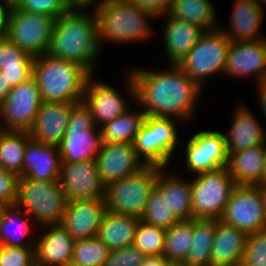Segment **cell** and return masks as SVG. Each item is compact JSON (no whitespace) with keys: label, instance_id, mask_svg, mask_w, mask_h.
Returning a JSON list of instances; mask_svg holds the SVG:
<instances>
[{"label":"cell","instance_id":"6da1fadb","mask_svg":"<svg viewBox=\"0 0 266 266\" xmlns=\"http://www.w3.org/2000/svg\"><path fill=\"white\" fill-rule=\"evenodd\" d=\"M164 70L133 67L127 70L129 99L147 116L193 120L203 89L175 64ZM198 103V104H197Z\"/></svg>","mask_w":266,"mask_h":266},{"label":"cell","instance_id":"7a4b0ae2","mask_svg":"<svg viewBox=\"0 0 266 266\" xmlns=\"http://www.w3.org/2000/svg\"><path fill=\"white\" fill-rule=\"evenodd\" d=\"M86 11L71 9L55 19L47 54L77 63L93 75L102 49L95 11Z\"/></svg>","mask_w":266,"mask_h":266},{"label":"cell","instance_id":"3957f363","mask_svg":"<svg viewBox=\"0 0 266 266\" xmlns=\"http://www.w3.org/2000/svg\"><path fill=\"white\" fill-rule=\"evenodd\" d=\"M90 76L81 65L47 53L34 59L33 77L43 102H81Z\"/></svg>","mask_w":266,"mask_h":266},{"label":"cell","instance_id":"277c9868","mask_svg":"<svg viewBox=\"0 0 266 266\" xmlns=\"http://www.w3.org/2000/svg\"><path fill=\"white\" fill-rule=\"evenodd\" d=\"M94 11L100 48L103 41L131 44L149 39L154 31L148 21L158 19L152 12L125 0H106Z\"/></svg>","mask_w":266,"mask_h":266},{"label":"cell","instance_id":"5b68a950","mask_svg":"<svg viewBox=\"0 0 266 266\" xmlns=\"http://www.w3.org/2000/svg\"><path fill=\"white\" fill-rule=\"evenodd\" d=\"M16 205L39 227L58 225L67 208L59 181L47 182L19 177Z\"/></svg>","mask_w":266,"mask_h":266},{"label":"cell","instance_id":"8992f818","mask_svg":"<svg viewBox=\"0 0 266 266\" xmlns=\"http://www.w3.org/2000/svg\"><path fill=\"white\" fill-rule=\"evenodd\" d=\"M178 121V122H177ZM176 118L147 116L135 135L133 144L137 156L145 165L168 167L174 152L181 144Z\"/></svg>","mask_w":266,"mask_h":266},{"label":"cell","instance_id":"52a82bcc","mask_svg":"<svg viewBox=\"0 0 266 266\" xmlns=\"http://www.w3.org/2000/svg\"><path fill=\"white\" fill-rule=\"evenodd\" d=\"M102 144L101 128L95 126L89 108L83 101L76 103L66 133L57 145L62 163L95 160Z\"/></svg>","mask_w":266,"mask_h":266},{"label":"cell","instance_id":"ba28073f","mask_svg":"<svg viewBox=\"0 0 266 266\" xmlns=\"http://www.w3.org/2000/svg\"><path fill=\"white\" fill-rule=\"evenodd\" d=\"M54 17L19 9L6 10L5 37L33 57L49 51Z\"/></svg>","mask_w":266,"mask_h":266},{"label":"cell","instance_id":"9c48e42d","mask_svg":"<svg viewBox=\"0 0 266 266\" xmlns=\"http://www.w3.org/2000/svg\"><path fill=\"white\" fill-rule=\"evenodd\" d=\"M161 169L160 166L146 165L128 177L108 184L104 197L106 209L141 218Z\"/></svg>","mask_w":266,"mask_h":266},{"label":"cell","instance_id":"30bf717a","mask_svg":"<svg viewBox=\"0 0 266 266\" xmlns=\"http://www.w3.org/2000/svg\"><path fill=\"white\" fill-rule=\"evenodd\" d=\"M230 44L221 29L205 31L178 66L203 89L206 78L215 74L224 75Z\"/></svg>","mask_w":266,"mask_h":266},{"label":"cell","instance_id":"8fae6325","mask_svg":"<svg viewBox=\"0 0 266 266\" xmlns=\"http://www.w3.org/2000/svg\"><path fill=\"white\" fill-rule=\"evenodd\" d=\"M237 185L227 167L196 174L191 180L193 219H220Z\"/></svg>","mask_w":266,"mask_h":266},{"label":"cell","instance_id":"7c38bea8","mask_svg":"<svg viewBox=\"0 0 266 266\" xmlns=\"http://www.w3.org/2000/svg\"><path fill=\"white\" fill-rule=\"evenodd\" d=\"M219 220L246 233L266 230L262 185H237Z\"/></svg>","mask_w":266,"mask_h":266},{"label":"cell","instance_id":"4fadbf2b","mask_svg":"<svg viewBox=\"0 0 266 266\" xmlns=\"http://www.w3.org/2000/svg\"><path fill=\"white\" fill-rule=\"evenodd\" d=\"M42 103L39 86L32 77L8 93L0 105V122L6 130L29 131Z\"/></svg>","mask_w":266,"mask_h":266},{"label":"cell","instance_id":"5bb4252c","mask_svg":"<svg viewBox=\"0 0 266 266\" xmlns=\"http://www.w3.org/2000/svg\"><path fill=\"white\" fill-rule=\"evenodd\" d=\"M186 169L196 175L227 167L228 155L223 132L201 130L188 140L184 149Z\"/></svg>","mask_w":266,"mask_h":266},{"label":"cell","instance_id":"9a60e30c","mask_svg":"<svg viewBox=\"0 0 266 266\" xmlns=\"http://www.w3.org/2000/svg\"><path fill=\"white\" fill-rule=\"evenodd\" d=\"M59 184L67 202L105 197V186L100 180L96 160L62 163Z\"/></svg>","mask_w":266,"mask_h":266},{"label":"cell","instance_id":"2e32d148","mask_svg":"<svg viewBox=\"0 0 266 266\" xmlns=\"http://www.w3.org/2000/svg\"><path fill=\"white\" fill-rule=\"evenodd\" d=\"M255 76V84L266 79V38L231 42L225 64L224 76Z\"/></svg>","mask_w":266,"mask_h":266},{"label":"cell","instance_id":"e0dca14e","mask_svg":"<svg viewBox=\"0 0 266 266\" xmlns=\"http://www.w3.org/2000/svg\"><path fill=\"white\" fill-rule=\"evenodd\" d=\"M95 160L100 180L105 187L146 166L137 156L133 143H103Z\"/></svg>","mask_w":266,"mask_h":266},{"label":"cell","instance_id":"ac0fdd59","mask_svg":"<svg viewBox=\"0 0 266 266\" xmlns=\"http://www.w3.org/2000/svg\"><path fill=\"white\" fill-rule=\"evenodd\" d=\"M93 76L87 80L82 101L89 108L95 126L102 127L122 115L130 103L115 87L105 81L102 82L103 80H96Z\"/></svg>","mask_w":266,"mask_h":266},{"label":"cell","instance_id":"d6986e66","mask_svg":"<svg viewBox=\"0 0 266 266\" xmlns=\"http://www.w3.org/2000/svg\"><path fill=\"white\" fill-rule=\"evenodd\" d=\"M105 211V199L68 202L59 225L75 241L94 238Z\"/></svg>","mask_w":266,"mask_h":266},{"label":"cell","instance_id":"ffe728a7","mask_svg":"<svg viewBox=\"0 0 266 266\" xmlns=\"http://www.w3.org/2000/svg\"><path fill=\"white\" fill-rule=\"evenodd\" d=\"M76 103L43 102L29 134L32 140L58 145L63 139Z\"/></svg>","mask_w":266,"mask_h":266},{"label":"cell","instance_id":"44dd1931","mask_svg":"<svg viewBox=\"0 0 266 266\" xmlns=\"http://www.w3.org/2000/svg\"><path fill=\"white\" fill-rule=\"evenodd\" d=\"M61 164L57 145L30 139L26 145L23 172L20 177L47 182L59 181Z\"/></svg>","mask_w":266,"mask_h":266},{"label":"cell","instance_id":"7402d4cb","mask_svg":"<svg viewBox=\"0 0 266 266\" xmlns=\"http://www.w3.org/2000/svg\"><path fill=\"white\" fill-rule=\"evenodd\" d=\"M40 228L46 231L36 236L35 266H69L75 240L59 224Z\"/></svg>","mask_w":266,"mask_h":266},{"label":"cell","instance_id":"603a6c76","mask_svg":"<svg viewBox=\"0 0 266 266\" xmlns=\"http://www.w3.org/2000/svg\"><path fill=\"white\" fill-rule=\"evenodd\" d=\"M233 112L230 129L223 133L227 155L266 142V131L248 106L240 102Z\"/></svg>","mask_w":266,"mask_h":266},{"label":"cell","instance_id":"cb8c5ba5","mask_svg":"<svg viewBox=\"0 0 266 266\" xmlns=\"http://www.w3.org/2000/svg\"><path fill=\"white\" fill-rule=\"evenodd\" d=\"M254 0H234L230 15V30L219 29L231 42L260 40L265 38L260 32L265 11Z\"/></svg>","mask_w":266,"mask_h":266},{"label":"cell","instance_id":"d4e9b609","mask_svg":"<svg viewBox=\"0 0 266 266\" xmlns=\"http://www.w3.org/2000/svg\"><path fill=\"white\" fill-rule=\"evenodd\" d=\"M158 18H165L162 31L166 58L169 65H178L205 33V30L186 20L174 18L169 13Z\"/></svg>","mask_w":266,"mask_h":266},{"label":"cell","instance_id":"484cf974","mask_svg":"<svg viewBox=\"0 0 266 266\" xmlns=\"http://www.w3.org/2000/svg\"><path fill=\"white\" fill-rule=\"evenodd\" d=\"M248 233L220 220L211 247V266H240Z\"/></svg>","mask_w":266,"mask_h":266},{"label":"cell","instance_id":"4316f807","mask_svg":"<svg viewBox=\"0 0 266 266\" xmlns=\"http://www.w3.org/2000/svg\"><path fill=\"white\" fill-rule=\"evenodd\" d=\"M33 220L16 204L0 211V244L12 247H35ZM34 237H32V236Z\"/></svg>","mask_w":266,"mask_h":266},{"label":"cell","instance_id":"83f0119b","mask_svg":"<svg viewBox=\"0 0 266 266\" xmlns=\"http://www.w3.org/2000/svg\"><path fill=\"white\" fill-rule=\"evenodd\" d=\"M265 142L228 155L227 170L236 185H262Z\"/></svg>","mask_w":266,"mask_h":266},{"label":"cell","instance_id":"f1b7e54d","mask_svg":"<svg viewBox=\"0 0 266 266\" xmlns=\"http://www.w3.org/2000/svg\"><path fill=\"white\" fill-rule=\"evenodd\" d=\"M156 186L162 191L163 197H167L170 210L179 220L193 219L191 180L176 173H167L162 168Z\"/></svg>","mask_w":266,"mask_h":266},{"label":"cell","instance_id":"f546056e","mask_svg":"<svg viewBox=\"0 0 266 266\" xmlns=\"http://www.w3.org/2000/svg\"><path fill=\"white\" fill-rule=\"evenodd\" d=\"M139 220L138 217L106 209L96 237L110 250L131 246Z\"/></svg>","mask_w":266,"mask_h":266},{"label":"cell","instance_id":"4dcf8cb0","mask_svg":"<svg viewBox=\"0 0 266 266\" xmlns=\"http://www.w3.org/2000/svg\"><path fill=\"white\" fill-rule=\"evenodd\" d=\"M34 59L6 37L0 39V72L11 88L33 77Z\"/></svg>","mask_w":266,"mask_h":266},{"label":"cell","instance_id":"1f68e13d","mask_svg":"<svg viewBox=\"0 0 266 266\" xmlns=\"http://www.w3.org/2000/svg\"><path fill=\"white\" fill-rule=\"evenodd\" d=\"M168 13L174 18L195 24L205 31L219 29L217 12L211 0H173Z\"/></svg>","mask_w":266,"mask_h":266},{"label":"cell","instance_id":"d6a6232c","mask_svg":"<svg viewBox=\"0 0 266 266\" xmlns=\"http://www.w3.org/2000/svg\"><path fill=\"white\" fill-rule=\"evenodd\" d=\"M218 219H193V240L183 262L186 266H211V247Z\"/></svg>","mask_w":266,"mask_h":266},{"label":"cell","instance_id":"836d02e7","mask_svg":"<svg viewBox=\"0 0 266 266\" xmlns=\"http://www.w3.org/2000/svg\"><path fill=\"white\" fill-rule=\"evenodd\" d=\"M146 113L131 111L130 107L120 116L107 122L101 128L103 143H133L135 135L142 127Z\"/></svg>","mask_w":266,"mask_h":266},{"label":"cell","instance_id":"e575fe53","mask_svg":"<svg viewBox=\"0 0 266 266\" xmlns=\"http://www.w3.org/2000/svg\"><path fill=\"white\" fill-rule=\"evenodd\" d=\"M30 139L29 131L6 130L0 139V165L20 177L26 145Z\"/></svg>","mask_w":266,"mask_h":266},{"label":"cell","instance_id":"d590c367","mask_svg":"<svg viewBox=\"0 0 266 266\" xmlns=\"http://www.w3.org/2000/svg\"><path fill=\"white\" fill-rule=\"evenodd\" d=\"M193 240V219L180 220L166 229L162 256L169 262H184Z\"/></svg>","mask_w":266,"mask_h":266},{"label":"cell","instance_id":"8d00e7d4","mask_svg":"<svg viewBox=\"0 0 266 266\" xmlns=\"http://www.w3.org/2000/svg\"><path fill=\"white\" fill-rule=\"evenodd\" d=\"M140 220L164 229H169L180 221L170 210L167 197H163L162 191L156 185L150 192Z\"/></svg>","mask_w":266,"mask_h":266},{"label":"cell","instance_id":"74e56055","mask_svg":"<svg viewBox=\"0 0 266 266\" xmlns=\"http://www.w3.org/2000/svg\"><path fill=\"white\" fill-rule=\"evenodd\" d=\"M110 249L97 237L76 240L71 264L80 266H103Z\"/></svg>","mask_w":266,"mask_h":266},{"label":"cell","instance_id":"f35d334b","mask_svg":"<svg viewBox=\"0 0 266 266\" xmlns=\"http://www.w3.org/2000/svg\"><path fill=\"white\" fill-rule=\"evenodd\" d=\"M166 229L149 225L139 220L133 245L137 247L146 257L160 256L164 251Z\"/></svg>","mask_w":266,"mask_h":266},{"label":"cell","instance_id":"ab89813d","mask_svg":"<svg viewBox=\"0 0 266 266\" xmlns=\"http://www.w3.org/2000/svg\"><path fill=\"white\" fill-rule=\"evenodd\" d=\"M240 266H266V230L248 233Z\"/></svg>","mask_w":266,"mask_h":266},{"label":"cell","instance_id":"60d3db41","mask_svg":"<svg viewBox=\"0 0 266 266\" xmlns=\"http://www.w3.org/2000/svg\"><path fill=\"white\" fill-rule=\"evenodd\" d=\"M0 266H35V247L1 245Z\"/></svg>","mask_w":266,"mask_h":266},{"label":"cell","instance_id":"b9f144b4","mask_svg":"<svg viewBox=\"0 0 266 266\" xmlns=\"http://www.w3.org/2000/svg\"><path fill=\"white\" fill-rule=\"evenodd\" d=\"M17 7L25 11L45 14L55 19L71 10L67 0H22Z\"/></svg>","mask_w":266,"mask_h":266},{"label":"cell","instance_id":"7bdbcfd3","mask_svg":"<svg viewBox=\"0 0 266 266\" xmlns=\"http://www.w3.org/2000/svg\"><path fill=\"white\" fill-rule=\"evenodd\" d=\"M146 256L134 245L111 250L103 266H140Z\"/></svg>","mask_w":266,"mask_h":266},{"label":"cell","instance_id":"ee69618b","mask_svg":"<svg viewBox=\"0 0 266 266\" xmlns=\"http://www.w3.org/2000/svg\"><path fill=\"white\" fill-rule=\"evenodd\" d=\"M19 176L0 165V205H14L17 200Z\"/></svg>","mask_w":266,"mask_h":266},{"label":"cell","instance_id":"f6af8a7d","mask_svg":"<svg viewBox=\"0 0 266 266\" xmlns=\"http://www.w3.org/2000/svg\"><path fill=\"white\" fill-rule=\"evenodd\" d=\"M128 3L138 5L146 9L157 17L167 14L170 10L173 0H125Z\"/></svg>","mask_w":266,"mask_h":266},{"label":"cell","instance_id":"bcb514c9","mask_svg":"<svg viewBox=\"0 0 266 266\" xmlns=\"http://www.w3.org/2000/svg\"><path fill=\"white\" fill-rule=\"evenodd\" d=\"M106 0H67L70 9L86 10L90 7L96 9L100 4L104 3ZM92 5V6H91Z\"/></svg>","mask_w":266,"mask_h":266},{"label":"cell","instance_id":"7dc6e473","mask_svg":"<svg viewBox=\"0 0 266 266\" xmlns=\"http://www.w3.org/2000/svg\"><path fill=\"white\" fill-rule=\"evenodd\" d=\"M255 88L258 90V94H256L258 96L257 98H259L258 103L259 106H261L263 117H265L266 120V79L256 84Z\"/></svg>","mask_w":266,"mask_h":266},{"label":"cell","instance_id":"c3c4849f","mask_svg":"<svg viewBox=\"0 0 266 266\" xmlns=\"http://www.w3.org/2000/svg\"><path fill=\"white\" fill-rule=\"evenodd\" d=\"M168 263L169 261L162 255L149 256L144 258L143 263L140 266H167Z\"/></svg>","mask_w":266,"mask_h":266},{"label":"cell","instance_id":"681fc988","mask_svg":"<svg viewBox=\"0 0 266 266\" xmlns=\"http://www.w3.org/2000/svg\"><path fill=\"white\" fill-rule=\"evenodd\" d=\"M11 86L8 83V81L5 79L4 76H2L0 72V105L7 97L8 93L11 91Z\"/></svg>","mask_w":266,"mask_h":266},{"label":"cell","instance_id":"f907efd6","mask_svg":"<svg viewBox=\"0 0 266 266\" xmlns=\"http://www.w3.org/2000/svg\"><path fill=\"white\" fill-rule=\"evenodd\" d=\"M6 8L0 5V39L5 37Z\"/></svg>","mask_w":266,"mask_h":266},{"label":"cell","instance_id":"816d5d0a","mask_svg":"<svg viewBox=\"0 0 266 266\" xmlns=\"http://www.w3.org/2000/svg\"><path fill=\"white\" fill-rule=\"evenodd\" d=\"M22 0H0V5L8 9L18 6Z\"/></svg>","mask_w":266,"mask_h":266},{"label":"cell","instance_id":"f5cc1de1","mask_svg":"<svg viewBox=\"0 0 266 266\" xmlns=\"http://www.w3.org/2000/svg\"><path fill=\"white\" fill-rule=\"evenodd\" d=\"M266 184V142H265V158H264V176L262 179V185Z\"/></svg>","mask_w":266,"mask_h":266},{"label":"cell","instance_id":"db71d44e","mask_svg":"<svg viewBox=\"0 0 266 266\" xmlns=\"http://www.w3.org/2000/svg\"><path fill=\"white\" fill-rule=\"evenodd\" d=\"M262 194H263V201H264V208L266 215V184L262 185Z\"/></svg>","mask_w":266,"mask_h":266},{"label":"cell","instance_id":"11a10c76","mask_svg":"<svg viewBox=\"0 0 266 266\" xmlns=\"http://www.w3.org/2000/svg\"><path fill=\"white\" fill-rule=\"evenodd\" d=\"M167 266H186L183 262H169Z\"/></svg>","mask_w":266,"mask_h":266},{"label":"cell","instance_id":"9f6ffc18","mask_svg":"<svg viewBox=\"0 0 266 266\" xmlns=\"http://www.w3.org/2000/svg\"><path fill=\"white\" fill-rule=\"evenodd\" d=\"M257 4L263 6H266V0H254Z\"/></svg>","mask_w":266,"mask_h":266},{"label":"cell","instance_id":"6f0895ef","mask_svg":"<svg viewBox=\"0 0 266 266\" xmlns=\"http://www.w3.org/2000/svg\"><path fill=\"white\" fill-rule=\"evenodd\" d=\"M5 131H6V128L3 125H1L0 126V139H1V136L4 134Z\"/></svg>","mask_w":266,"mask_h":266},{"label":"cell","instance_id":"680465c9","mask_svg":"<svg viewBox=\"0 0 266 266\" xmlns=\"http://www.w3.org/2000/svg\"><path fill=\"white\" fill-rule=\"evenodd\" d=\"M69 266H80V265H77V264H70Z\"/></svg>","mask_w":266,"mask_h":266}]
</instances>
